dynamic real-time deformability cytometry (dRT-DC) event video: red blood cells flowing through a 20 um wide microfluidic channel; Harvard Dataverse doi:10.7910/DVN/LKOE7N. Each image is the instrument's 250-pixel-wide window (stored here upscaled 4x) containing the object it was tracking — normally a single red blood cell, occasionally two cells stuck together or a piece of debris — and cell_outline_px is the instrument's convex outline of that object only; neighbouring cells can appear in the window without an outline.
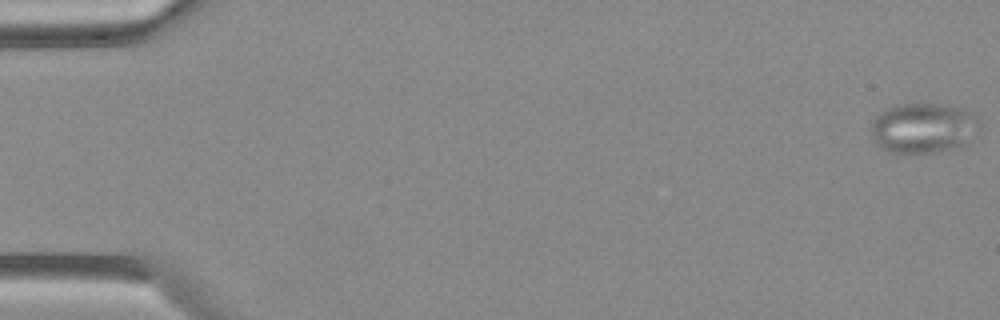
{"species": "Egyptian fruit bat (a non-hibernating species)", "species_latin": "Rousettus aegyptiacus", "temperature_condition": "warm", "stored_images_in_passage": 49, "camera_frame_rate_fps": 3000, "um_per_image_px": 0.085, "animal": {"sex": "female"}, "frame": {"image": 1, "passage_image": 1, "time_ms": 0.0, "image_size_px": [1000, 320], "cell_outline_px": [[980, 128], [964, 144], [948, 148], [928, 152], [888, 152], [880, 148], [872, 140], [872, 120], [880, 112], [896, 104], [944, 104], [964, 108], [972, 112], [980, 120]], "centroid_in_image_um": [78.47, 10.85], "position_along_channel_um": 6.5, "area_um2": 31.56}}
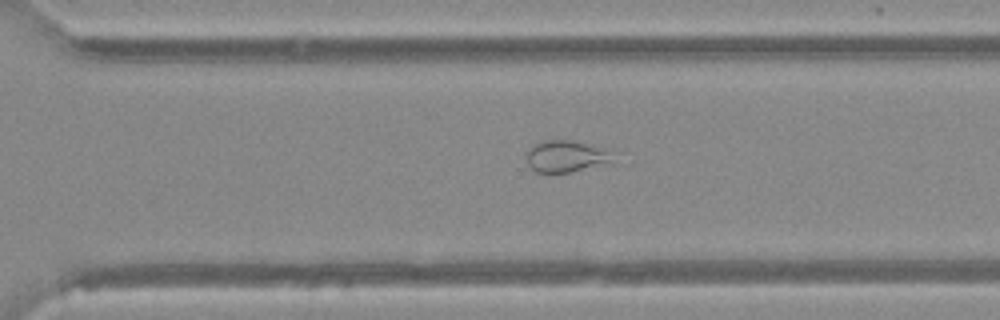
{"frame": {"image": 2, "passage_image": 35, "time_ms": 11.333, "image_size_px": [1000, 320], "cell_outline_px": [[624, 164], [568, 172], [536, 172], [528, 164], [524, 152], [528, 148], [544, 140], [572, 140], [600, 148], [608, 152]], "centroid_in_image_um": [48.24, 13.32], "position_along_channel_um": 322.4, "area_um2": 16.65}}
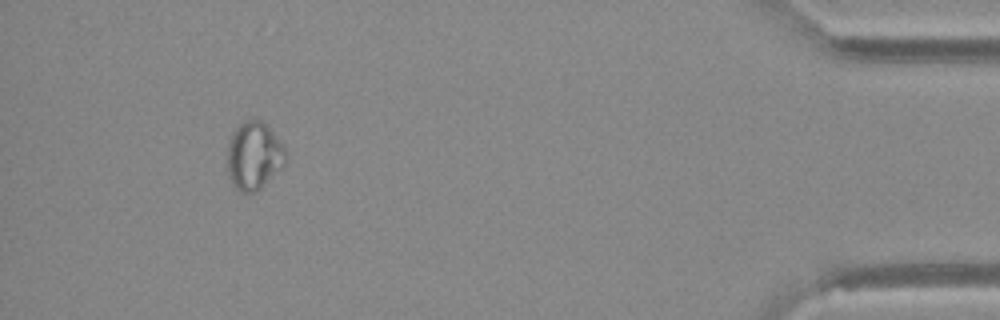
{"frame": {"image": 3, "passage_image": 46, "time_ms": 15.0, "image_size_px": [1000, 320], "cell_outline_px": [[288, 156], [284, 164], [256, 192], [240, 192], [236, 188], [228, 176], [228, 140], [232, 132], [244, 120], [260, 120], [272, 132], [288, 152]], "centroid_in_image_um": [21.57, 13.24], "position_along_channel_um": 413.6, "area_um2": 22.77}}